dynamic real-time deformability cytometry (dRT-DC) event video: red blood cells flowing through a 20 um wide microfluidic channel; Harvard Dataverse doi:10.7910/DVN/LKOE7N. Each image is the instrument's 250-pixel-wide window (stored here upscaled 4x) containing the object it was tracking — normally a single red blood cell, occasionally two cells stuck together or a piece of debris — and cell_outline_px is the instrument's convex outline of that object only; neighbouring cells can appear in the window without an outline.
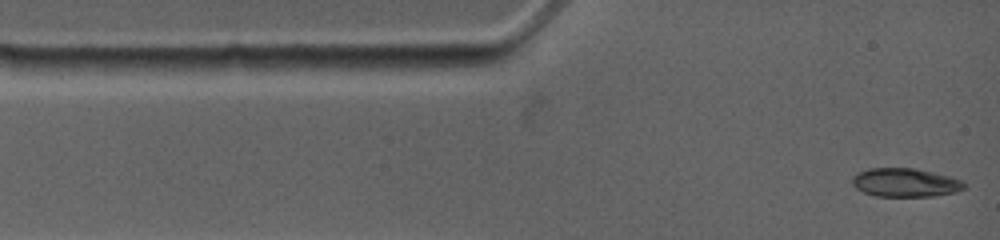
{"species": "common noctule bat (a hibernating species)", "species_latin": "Nyctalus noctula", "temperature_condition": "warm", "stored_images_in_passage": 19, "camera_frame_rate_fps": 4500, "um_per_image_px": 0.085, "animal": {"sex": "female", "body_mass_g": 19.0, "forearm_length_mm": 53.3}, "frame": {"image": 1, "passage_image": 1, "time_ms": 0.0, "image_size_px": [1000, 240], "cell_outline_px": [[968, 188], [956, 192], [932, 196], [876, 196], [864, 192], [856, 188], [852, 184], [852, 176], [856, 172], [868, 168], [916, 168], [964, 180], [968, 184]], "centroid_in_image_um": [76.98, 15.51], "position_along_channel_um": 8.0, "area_um2": 18.96}}
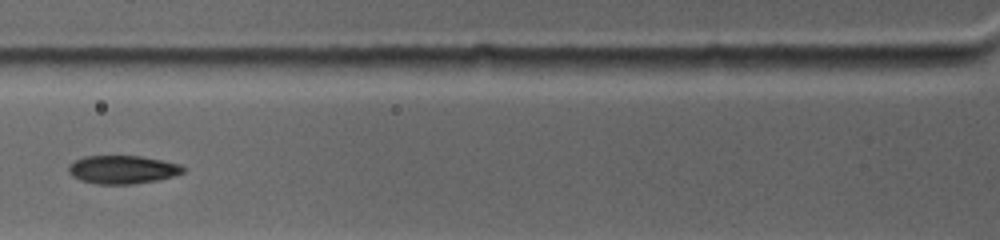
{"frame": {"image": 2, "passage_image": 12, "time_ms": 3.778, "image_size_px": [1000, 240], "cell_outline_px": [[184, 172], [172, 176], [156, 180], [132, 184], [96, 184], [80, 180], [72, 176], [68, 172], [68, 168], [76, 160], [84, 156], [140, 156], [180, 164], [184, 168]], "centroid_in_image_um": [10.39, 14.42], "position_along_channel_um": 115.4, "area_um2": 18.67}}
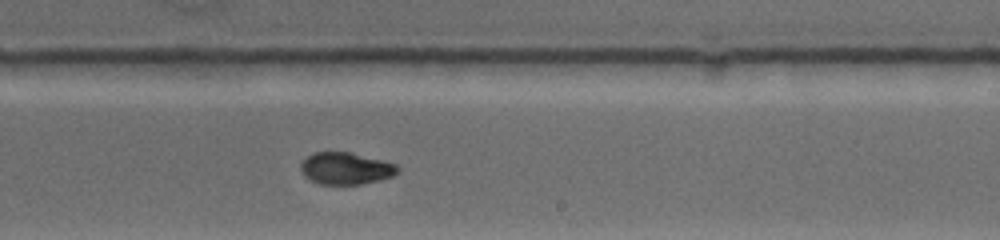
{"frame": {"image": 3, "passage_image": 19, "time_ms": 7.556, "image_size_px": [1000, 240], "cell_outline_px": [[400, 168], [392, 176], [380, 180], [360, 184], [320, 184], [304, 176], [300, 168], [300, 164], [312, 152], [348, 152], [396, 164]], "centroid_in_image_um": [29.37, 14.32], "position_along_channel_um": 259.6, "area_um2": 17.8}}